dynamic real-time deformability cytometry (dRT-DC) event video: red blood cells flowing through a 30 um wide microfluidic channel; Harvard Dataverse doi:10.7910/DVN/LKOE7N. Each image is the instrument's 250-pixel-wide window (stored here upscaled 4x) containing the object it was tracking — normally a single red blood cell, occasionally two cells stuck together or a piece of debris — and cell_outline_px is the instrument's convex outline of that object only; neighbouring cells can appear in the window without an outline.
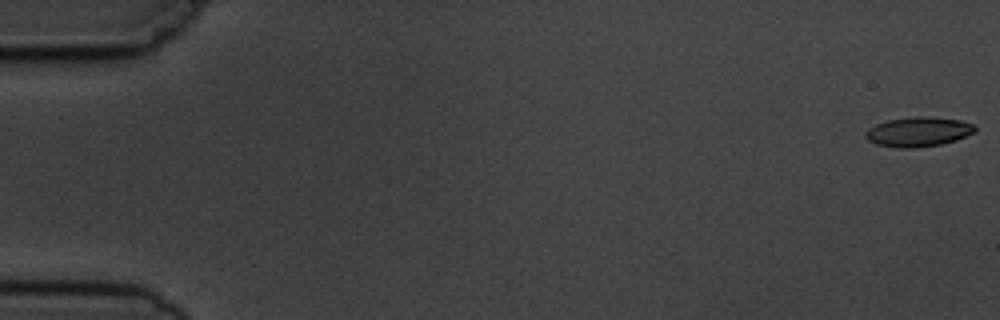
{"species": "common noctule bat (a hibernating species)", "species_latin": "Nyctalus noctula", "temperature_condition": "cold", "stored_images_in_passage": 7, "camera_frame_rate_fps": 3000, "um_per_image_px": 0.085, "animal": {"sex": "male", "body_mass_g": 19.5, "forearm_length_mm": 54.6}, "frame": {"image": 1, "passage_image": 1, "time_ms": 0.0, "image_size_px": [1000, 320], "cell_outline_px": [[976, 128], [972, 132], [956, 140], [940, 144], [916, 148], [896, 148], [876, 144], [868, 140], [864, 136], [864, 132], [868, 128], [876, 124], [888, 120], [916, 116], [928, 116], [960, 120], [972, 124]], "centroid_in_image_um": [77.99, 11.2], "position_along_channel_um": 7.0, "area_um2": 18.84}}
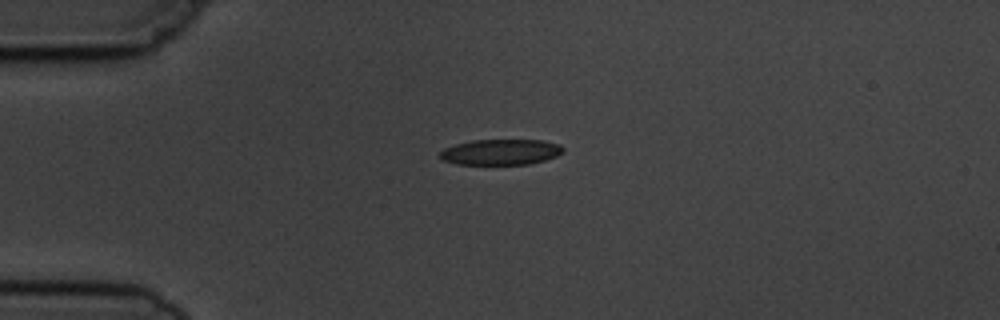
{"frame": {"image": 2, "passage_image": 5, "time_ms": 4.333, "image_size_px": [1000, 320], "cell_outline_px": [[564, 152], [556, 156], [544, 160], [528, 164], [456, 164], [440, 160], [440, 152], [444, 148], [456, 144], [472, 140], [544, 140], [560, 144], [564, 148]], "centroid_in_image_um": [42.57, 12.92], "position_along_channel_um": 42.4, "area_um2": 18.5}}
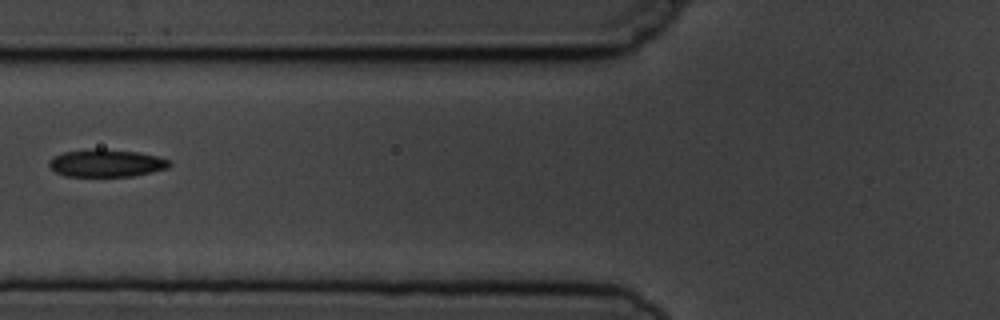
{"frame": {"image": 3, "passage_image": 7, "time_ms": 7.0, "image_size_px": [1000, 320], "cell_outline_px": [[172, 164], [168, 168], [152, 172], [132, 176], [64, 176], [56, 172], [48, 164], [48, 160], [64, 152], [92, 148], [104, 148], [140, 152], [172, 160]], "centroid_in_image_um": [9.08, 13.85], "position_along_channel_um": 116.7, "area_um2": 19.54}}